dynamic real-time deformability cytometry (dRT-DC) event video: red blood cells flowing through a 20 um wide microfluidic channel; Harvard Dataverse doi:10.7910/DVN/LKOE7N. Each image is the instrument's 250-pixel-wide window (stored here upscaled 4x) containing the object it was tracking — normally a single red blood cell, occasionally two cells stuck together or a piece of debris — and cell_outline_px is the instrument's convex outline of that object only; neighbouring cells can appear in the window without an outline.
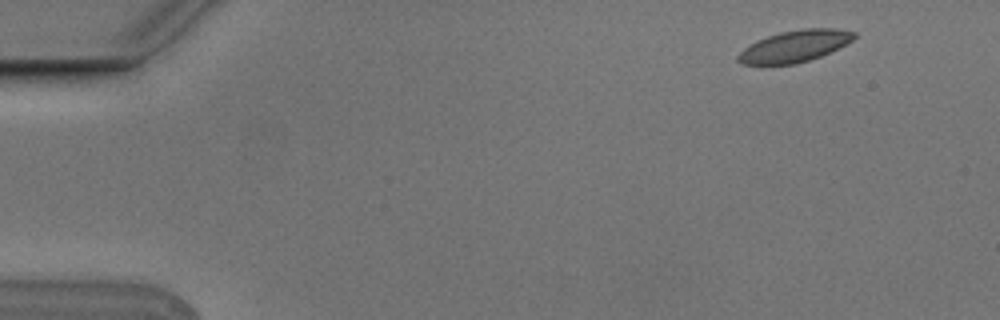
{"species": "Egyptian fruit bat (a non-hibernating species)", "species_latin": "Rousettus aegyptiacus", "temperature_condition": "cold", "stored_images_in_passage": 9, "camera_frame_rate_fps": 3000, "um_per_image_px": 0.085, "animal": {"sex": "male"}, "frame": {"image": 1, "passage_image": 1, "time_ms": 0.0, "image_size_px": [1000, 320], "cell_outline_px": [[856, 36], [852, 40], [820, 56], [796, 64], [740, 64], [736, 60], [736, 56], [744, 48], [756, 40], [780, 32], [804, 28], [836, 28], [856, 32]], "centroid_in_image_um": [67.51, 3.92], "position_along_channel_um": 17.5, "area_um2": 21.21}}
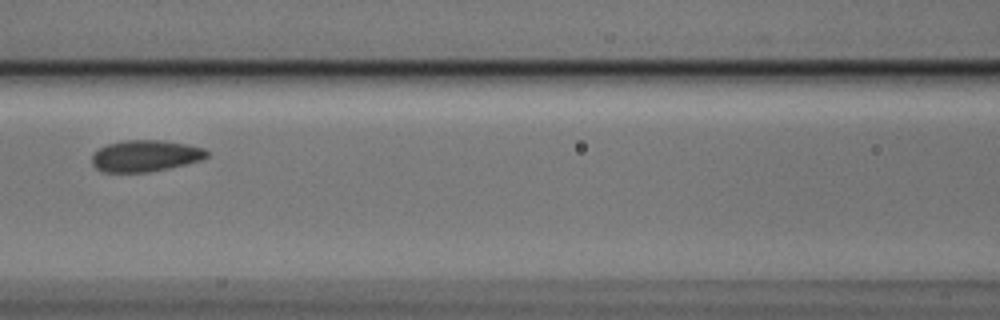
{"frame": {"image": 2, "passage_image": 6, "time_ms": 1.667, "image_size_px": [1000, 320], "cell_outline_px": [[208, 156], [200, 160], [168, 168], [148, 172], [104, 172], [96, 168], [92, 164], [92, 152], [108, 144], [124, 140], [160, 140], [188, 144], [204, 148], [208, 152]], "centroid_in_image_um": [12.33, 13.24], "position_along_channel_um": 154.3, "area_um2": 21.04}}
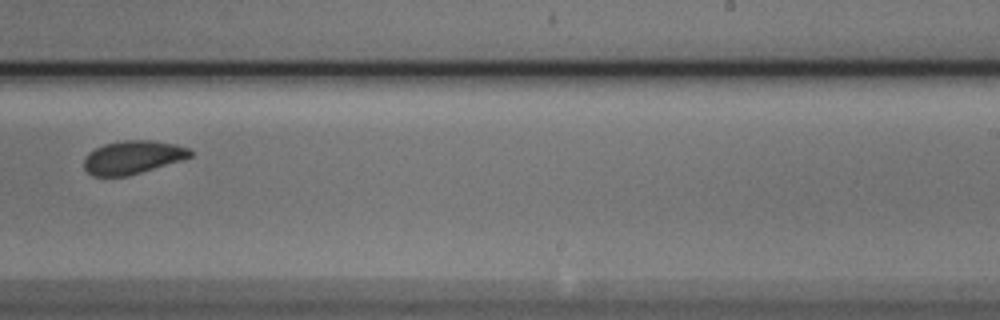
{"frame": {"image": 3, "passage_image": 9, "time_ms": 2.667, "image_size_px": [1000, 320], "cell_outline_px": [[192, 156], [180, 160], [128, 176], [92, 176], [84, 168], [84, 160], [88, 152], [104, 144], [124, 140], [152, 140], [176, 144], [188, 148], [192, 152]], "centroid_in_image_um": [11.26, 13.36], "position_along_channel_um": 277.7, "area_um2": 20.46}}